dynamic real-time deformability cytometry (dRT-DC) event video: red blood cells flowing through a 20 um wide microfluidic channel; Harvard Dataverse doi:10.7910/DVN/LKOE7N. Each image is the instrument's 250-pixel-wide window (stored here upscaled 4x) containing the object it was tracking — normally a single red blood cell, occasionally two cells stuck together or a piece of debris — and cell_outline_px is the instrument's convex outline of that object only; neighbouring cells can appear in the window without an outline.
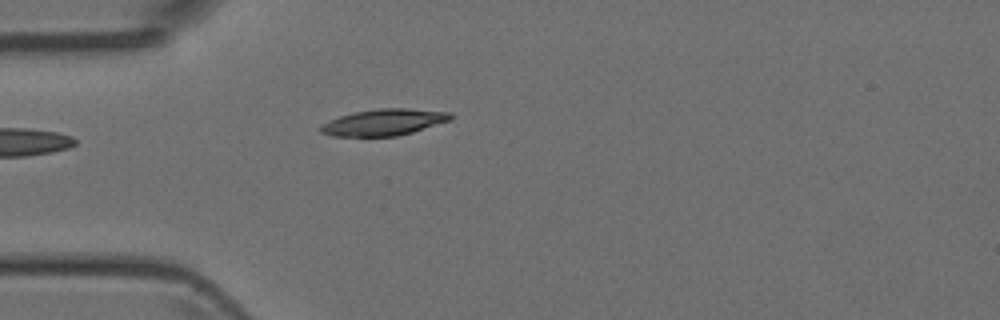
{"species": "Egyptian fruit bat (a non-hibernating species)", "species_latin": "Rousettus aegyptiacus", "temperature_condition": "room temperature", "stored_images_in_passage": 1, "camera_frame_rate_fps": 3000, "um_per_image_px": 0.085, "animal": {"sex": "female"}, "frame": {"image": 1, "passage_image": 1, "time_ms": 0.0, "image_size_px": [1000, 320], "cell_outline_px": [[452, 120], [412, 132], [396, 136], [332, 136], [320, 132], [316, 128], [320, 124], [340, 116], [352, 112], [380, 108], [408, 108], [452, 112]], "centroid_in_image_um": [32.61, 10.39], "position_along_channel_um": 52.4, "area_um2": 20.23}}